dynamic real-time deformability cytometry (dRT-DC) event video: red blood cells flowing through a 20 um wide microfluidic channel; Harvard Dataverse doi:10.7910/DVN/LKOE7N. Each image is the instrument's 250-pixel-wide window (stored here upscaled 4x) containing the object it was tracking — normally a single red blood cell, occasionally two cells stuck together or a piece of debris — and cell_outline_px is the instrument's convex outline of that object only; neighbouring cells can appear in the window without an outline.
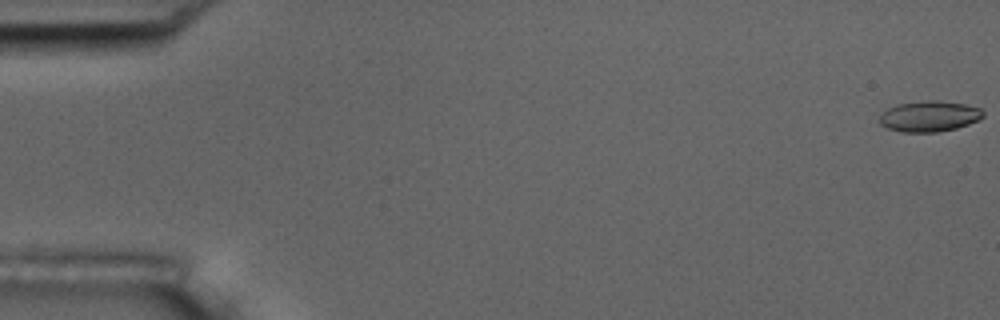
{"species": "common noctule bat (a hibernating species)", "species_latin": "Nyctalus noctula", "temperature_condition": "room temperature", "stored_images_in_passage": 57, "camera_frame_rate_fps": 3000, "um_per_image_px": 0.085, "animal": {"sex": "male", "body_mass_g": 17.5, "forearm_length_mm": 52.3}, "frame": {"image": 1, "passage_image": 1, "time_ms": 0.0, "image_size_px": [1000, 320], "cell_outline_px": [[984, 116], [980, 120], [956, 128], [936, 132], [900, 132], [888, 128], [880, 124], [880, 112], [896, 104], [928, 100], [936, 100], [964, 104], [980, 108], [984, 112]], "centroid_in_image_um": [78.98, 9.88], "position_along_channel_um": 6.0, "area_um2": 18.67}}
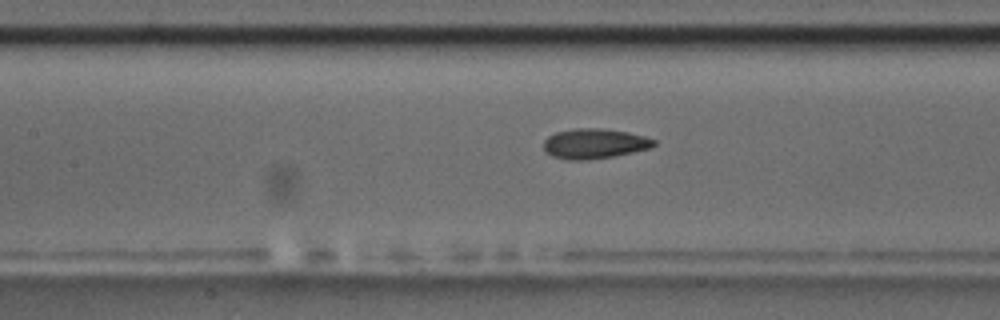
{"frame": {"image": 2, "passage_image": 26, "time_ms": 8.333, "image_size_px": [1000, 320], "cell_outline_px": [[656, 144], [652, 148], [612, 156], [588, 160], [568, 160], [552, 156], [544, 148], [544, 140], [548, 136], [556, 132], [572, 128], [604, 128], [628, 132], [644, 136], [656, 140]], "centroid_in_image_um": [50.54, 12.2], "position_along_channel_um": 156.9, "area_um2": 19.36}}
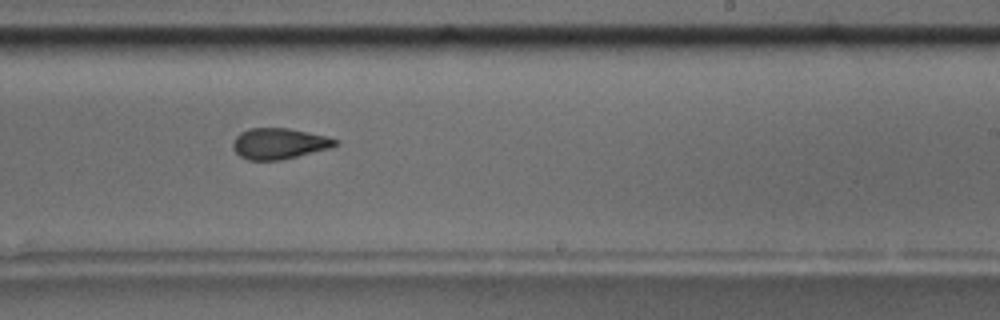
{"frame": {"image": 3, "passage_image": 35, "time_ms": 11.333, "image_size_px": [1000, 320], "cell_outline_px": [[340, 144], [332, 148], [280, 160], [248, 160], [240, 156], [232, 148], [232, 140], [240, 132], [248, 128], [288, 128], [328, 136], [340, 140]], "centroid_in_image_um": [23.75, 12.2], "position_along_channel_um": 265.3, "area_um2": 18.73}, "authors_computed_cell_mechanics": {"area_um2": 19.0162, "velocity_mm_per_s": 3.6313, "shape_relaxation_time_tau1_ms": 6.1075, "shape_relaxation_time_tau2_ms": 2.2409, "deformation_change_tau1": 0.1653, "deformation_change_tau2": 0.0975}}